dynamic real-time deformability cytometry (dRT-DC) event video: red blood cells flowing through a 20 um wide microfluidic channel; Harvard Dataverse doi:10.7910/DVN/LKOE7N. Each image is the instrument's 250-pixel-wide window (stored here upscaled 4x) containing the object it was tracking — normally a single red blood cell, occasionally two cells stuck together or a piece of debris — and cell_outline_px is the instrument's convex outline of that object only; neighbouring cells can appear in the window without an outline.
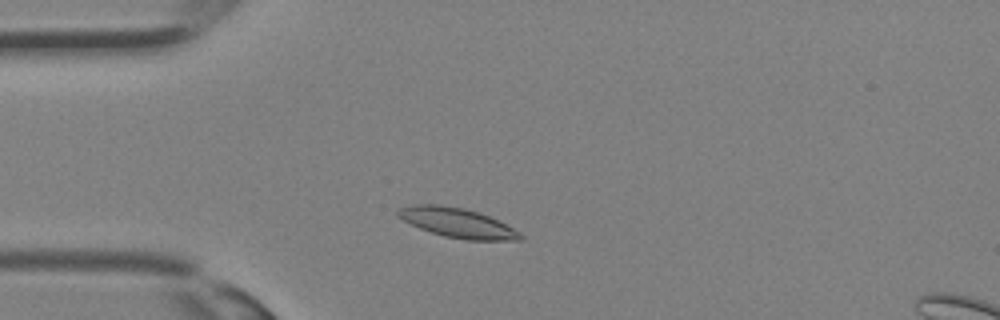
{"species": "Egyptian fruit bat (a non-hibernating species)", "species_latin": "Rousettus aegyptiacus", "temperature_condition": "room temperature", "stored_images_in_passage": 28, "camera_frame_rate_fps": 3000, "um_per_image_px": 0.085, "animal": {"sex": "female"}, "frame": {"image": 1, "passage_image": 3, "time_ms": 0.667, "image_size_px": [1000, 320], "cell_outline_px": [[524, 240], [464, 240], [444, 236], [420, 228], [396, 216], [396, 208], [412, 204], [440, 204], [464, 208], [480, 212], [500, 220], [520, 232], [524, 236]], "centroid_in_image_um": [38.89, 18.92], "position_along_channel_um": 46.1, "area_um2": 21.44}}
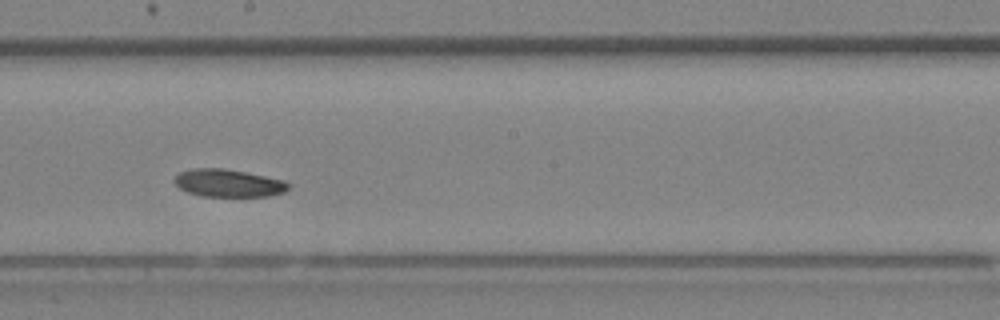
{"frame": {"image": 2, "passage_image": 13, "time_ms": 4.0, "image_size_px": [1000, 320], "cell_outline_px": [[288, 188], [284, 192], [268, 196], [200, 196], [188, 192], [180, 188], [176, 184], [176, 176], [180, 172], [192, 168], [224, 168], [284, 180], [288, 184]], "centroid_in_image_um": [19.4, 15.56], "position_along_channel_um": 228.8, "area_um2": 18.09}}
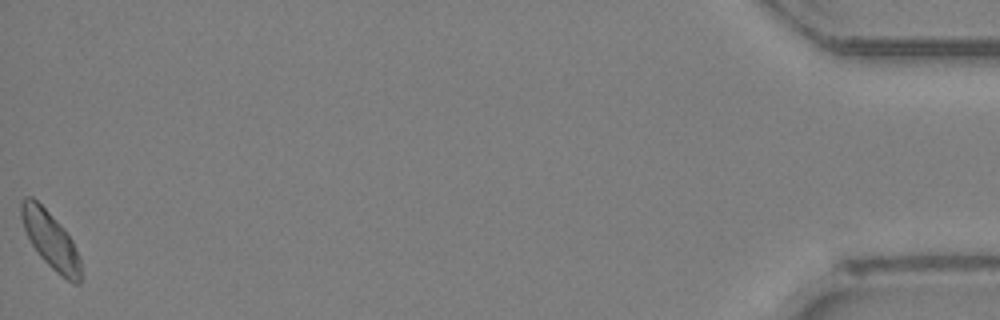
{"frame": {"image": 3, "passage_image": 28, "time_ms": 9.0, "image_size_px": [1000, 320], "cell_outline_px": [[80, 284], [72, 284], [56, 272], [40, 256], [32, 244], [24, 228], [20, 216], [20, 200], [24, 196], [32, 196], [64, 228], [72, 240], [76, 248], [80, 260]], "centroid_in_image_um": [4.28, 20.39], "position_along_channel_um": 430.9, "area_um2": 19.59}}